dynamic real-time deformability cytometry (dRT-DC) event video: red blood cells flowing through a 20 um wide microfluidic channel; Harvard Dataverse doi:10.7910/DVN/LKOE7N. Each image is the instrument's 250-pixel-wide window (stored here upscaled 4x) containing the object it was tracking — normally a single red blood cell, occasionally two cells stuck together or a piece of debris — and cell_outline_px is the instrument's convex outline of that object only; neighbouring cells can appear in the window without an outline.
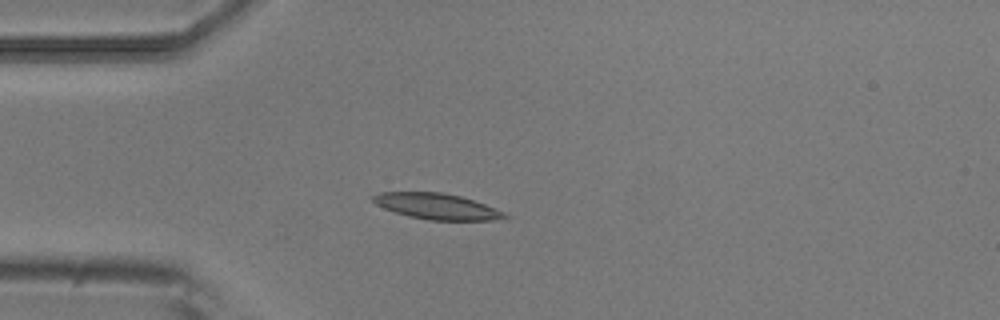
{"species": "common noctule bat (a hibernating species)", "species_latin": "Nyctalus noctula", "temperature_condition": "room temperature", "stored_images_in_passage": 3, "camera_frame_rate_fps": 3000, "um_per_image_px": 0.085, "animal": {"sex": "male", "body_mass_g": 20.5, "forearm_length_mm": 52.5}, "frame": {"image": 1, "passage_image": 3, "time_ms": 0.667, "image_size_px": [1000, 320], "cell_outline_px": [[508, 216], [492, 220], [428, 220], [408, 216], [384, 208], [376, 204], [372, 200], [372, 196], [380, 192], [440, 192], [460, 196], [496, 208], [504, 212]], "centroid_in_image_um": [37.1, 17.54], "position_along_channel_um": 47.9, "area_um2": 19.59}}